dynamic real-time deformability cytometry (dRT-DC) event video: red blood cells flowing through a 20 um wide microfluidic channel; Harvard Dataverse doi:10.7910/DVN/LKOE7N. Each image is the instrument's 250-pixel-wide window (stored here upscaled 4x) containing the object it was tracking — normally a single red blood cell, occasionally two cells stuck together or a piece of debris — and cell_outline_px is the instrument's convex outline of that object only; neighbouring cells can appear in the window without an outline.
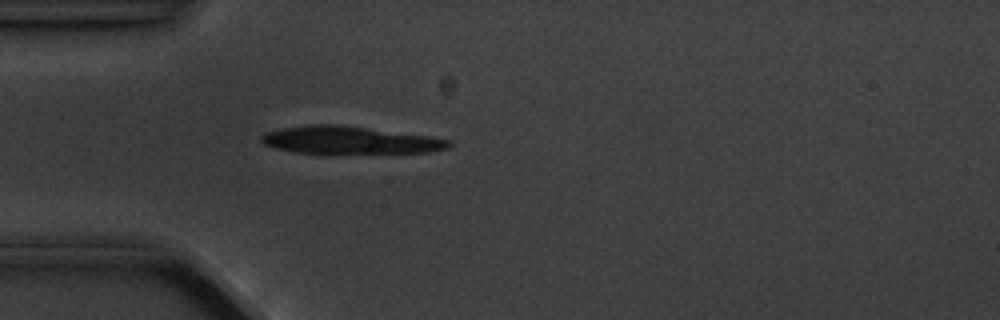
{"species": "common noctule bat (a hibernating species)", "species_latin": "Nyctalus noctula", "temperature_condition": "cold", "stored_images_in_passage": 2, "segment_of_instrument_passage": [1, 2], "camera_frame_rate_fps": 3000, "um_per_image_px": 0.085, "animal": {"sex": "male", "body_mass_g": 20.1, "forearm_length_mm": 53.5}, "frame": {"image": 1, "passage_image": 1, "time_ms": 0.0, "image_size_px": [1000, 320], "cell_outline_px": [[452, 144], [448, 148], [428, 152], [340, 156], [332, 156], [296, 152], [276, 148], [264, 144], [260, 140], [260, 136], [264, 132], [280, 128], [308, 124], [340, 124], [428, 136], [448, 140]], "centroid_in_image_um": [29.67, 11.96], "position_along_channel_um": 55.3, "area_um2": 31.56}}